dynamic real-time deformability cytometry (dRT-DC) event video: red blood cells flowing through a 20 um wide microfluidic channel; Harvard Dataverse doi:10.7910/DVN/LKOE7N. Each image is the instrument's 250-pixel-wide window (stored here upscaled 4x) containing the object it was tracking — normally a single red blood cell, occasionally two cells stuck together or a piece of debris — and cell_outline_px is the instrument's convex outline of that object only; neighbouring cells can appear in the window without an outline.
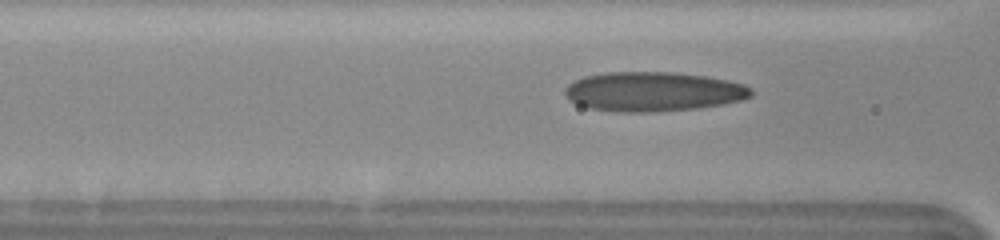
{"species": "human", "species_latin": "Homo sapiens", "temperature_condition": "cold", "stored_images_in_passage": 6, "camera_frame_rate_fps": 3000, "um_per_image_px": 0.085, "donor": {"sex": "female"}, "frame": {"image": 1, "passage_image": 3, "time_ms": 0.667, "image_size_px": [1000, 240], "cell_outline_px": [[752, 96], [740, 100], [724, 104], [696, 108], [656, 112], [616, 112], [588, 108], [568, 100], [564, 96], [564, 88], [568, 84], [584, 76], [604, 72], [672, 72], [704, 76], [728, 80], [744, 84], [752, 88]], "centroid_in_image_um": [55.49, 7.79], "position_along_channel_um": 111.1, "area_um2": 43.12}}